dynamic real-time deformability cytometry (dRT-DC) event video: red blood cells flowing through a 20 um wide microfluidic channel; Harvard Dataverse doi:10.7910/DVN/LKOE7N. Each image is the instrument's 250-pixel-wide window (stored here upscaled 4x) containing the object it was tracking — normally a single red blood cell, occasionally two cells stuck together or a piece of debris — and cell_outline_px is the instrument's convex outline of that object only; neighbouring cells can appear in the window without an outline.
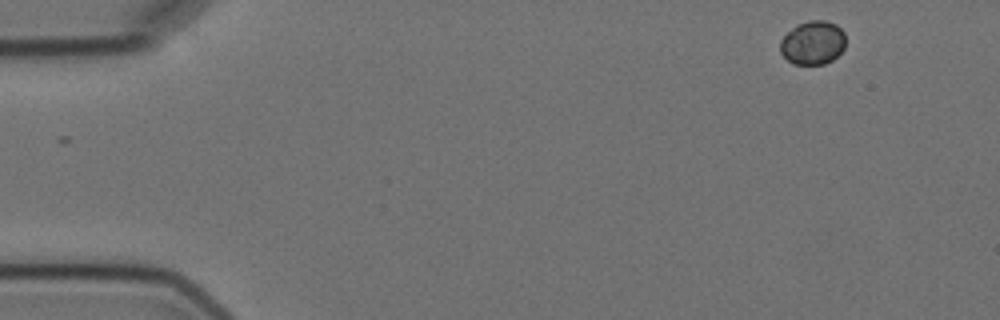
{"species": "Egyptian fruit bat (a non-hibernating species)", "species_latin": "Rousettus aegyptiacus", "temperature_condition": "cold", "stored_images_in_passage": 5, "camera_frame_rate_fps": 3000, "um_per_image_px": 0.085, "animal": {"sex": "female"}, "frame": {"image": 1, "passage_image": 1, "time_ms": 0.0, "image_size_px": [1000, 320], "cell_outline_px": [[844, 48], [832, 60], [824, 64], [792, 64], [780, 52], [780, 40], [796, 24], [808, 20], [824, 20], [836, 24], [844, 32]], "centroid_in_image_um": [69.07, 3.62], "position_along_channel_um": 15.9, "area_um2": 16.65}}